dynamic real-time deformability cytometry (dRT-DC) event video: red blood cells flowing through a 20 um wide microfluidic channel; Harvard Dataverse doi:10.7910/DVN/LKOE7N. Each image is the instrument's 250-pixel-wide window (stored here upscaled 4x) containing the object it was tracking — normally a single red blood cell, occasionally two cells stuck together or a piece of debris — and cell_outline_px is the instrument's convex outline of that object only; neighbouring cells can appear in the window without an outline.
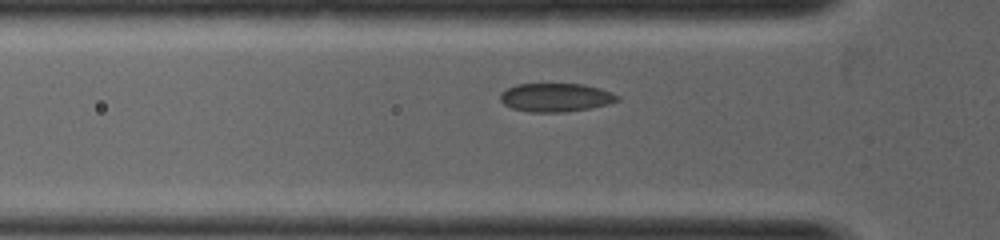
{"species": "common noctule bat (a hibernating species)", "species_latin": "Nyctalus noctula", "temperature_condition": "warm", "stored_images_in_passage": 24, "camera_frame_rate_fps": 5000, "um_per_image_px": 0.085, "animal": {"sex": "female", "body_mass_g": 19.0, "forearm_length_mm": 53.3}, "frame": {"image": 1, "passage_image": 4, "time_ms": 0.6, "image_size_px": [1000, 240], "cell_outline_px": [[620, 100], [608, 104], [592, 108], [564, 112], [528, 112], [512, 108], [504, 104], [500, 100], [500, 92], [516, 84], [584, 84], [600, 88], [612, 92], [620, 96]], "centroid_in_image_um": [47.26, 8.28], "position_along_channel_um": 78.5, "area_um2": 19.65}}
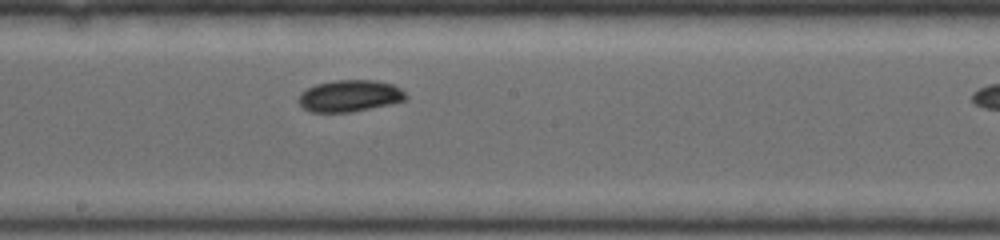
{"frame": {"image": 2, "passage_image": 12, "time_ms": 2.2, "image_size_px": [1000, 240], "cell_outline_px": [[408, 100], [392, 104], [352, 112], [312, 112], [304, 108], [300, 104], [300, 92], [316, 84], [336, 80], [376, 80], [392, 84], [400, 88], [408, 96]], "centroid_in_image_um": [29.78, 8.15], "position_along_channel_um": 218.4, "area_um2": 19.88}}
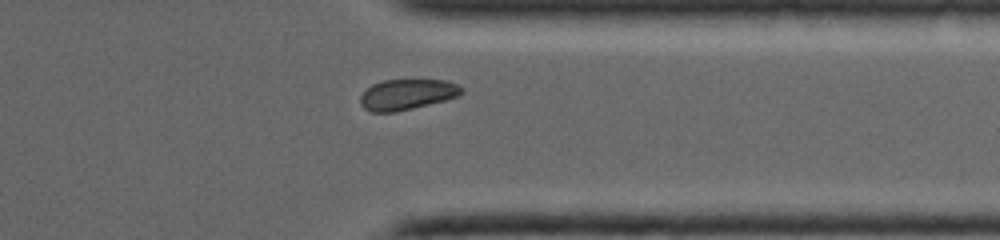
{"frame": {"image": 3, "passage_image": 21, "time_ms": 4.0, "image_size_px": [1000, 240], "cell_outline_px": [[464, 92], [460, 96], [396, 112], [372, 112], [364, 108], [360, 104], [360, 96], [372, 84], [384, 80], [444, 80], [460, 84], [464, 88]], "centroid_in_image_um": [34.63, 8.02], "position_along_channel_um": 376.8, "area_um2": 18.09}}